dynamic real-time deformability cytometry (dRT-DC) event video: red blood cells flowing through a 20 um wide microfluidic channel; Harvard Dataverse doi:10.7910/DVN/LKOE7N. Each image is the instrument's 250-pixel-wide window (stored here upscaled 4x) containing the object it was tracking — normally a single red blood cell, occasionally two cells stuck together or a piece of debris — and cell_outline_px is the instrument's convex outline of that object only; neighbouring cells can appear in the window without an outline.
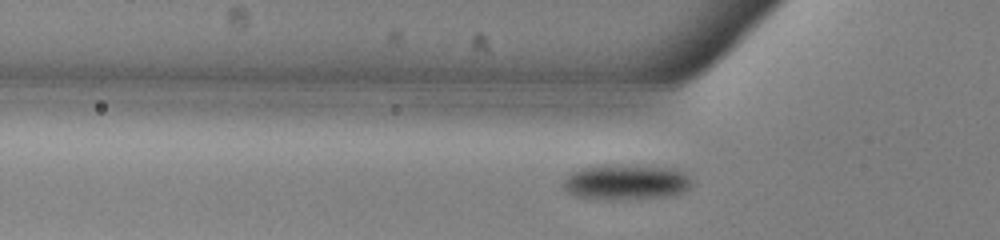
{"species": "common noctule bat (a hibernating species)", "species_latin": "Nyctalus noctula", "temperature_condition": "warm", "stored_images_in_passage": 38, "camera_frame_rate_fps": 3000, "um_per_image_px": 0.085, "animal": {"sex": "male", "body_mass_g": 13.0, "forearm_length_mm": 53.1}, "frame": {"image": 1, "passage_image": 8, "time_ms": 2.333, "image_size_px": [1000, 240], "cell_outline_px": [[692, 180], [688, 188], [684, 192], [668, 196], [612, 200], [604, 200], [576, 196], [568, 192], [564, 188], [564, 180], [572, 172], [588, 164], [648, 164], [672, 168], [688, 172]], "centroid_in_image_um": [53.23, 15.43], "position_along_channel_um": 72.6, "area_um2": 27.46}}
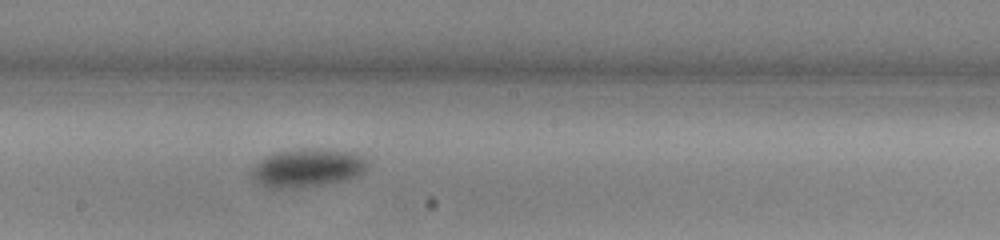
{"frame": {"image": 2, "passage_image": 20, "time_ms": 6.333, "image_size_px": [1000, 240], "cell_outline_px": [[368, 168], [364, 172], [356, 176], [340, 180], [320, 184], [296, 188], [264, 188], [252, 180], [248, 172], [248, 168], [264, 156], [272, 152], [296, 148], [320, 148], [356, 152], [364, 156], [368, 160]], "centroid_in_image_um": [26.03, 14.24], "position_along_channel_um": 222.2, "area_um2": 26.82}}
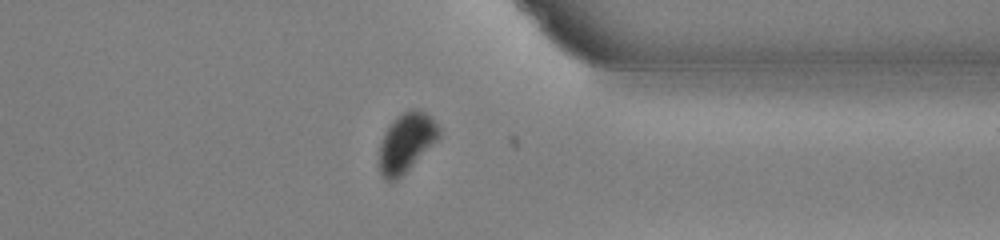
{"frame": {"image": 3, "passage_image": 33, "time_ms": 10.667, "image_size_px": [1000, 240], "cell_outline_px": [[440, 136], [396, 180], [384, 180], [380, 176], [376, 160], [380, 144], [384, 132], [392, 120], [396, 116], [408, 108], [416, 108], [424, 112], [440, 128]], "centroid_in_image_um": [34.44, 12.1], "position_along_channel_um": 377.0, "area_um2": 20.58}, "authors_computed_cell_mechanics": {"area_um2": 26.8192, "velocity_mm_per_s": 3.7379, "shape_relaxation_time_tau1_ms": 6.1228, "shape_relaxation_time_tau2_ms": null, "deformation_change_tau1": 0.112, "deformation_change_tau2": null}}